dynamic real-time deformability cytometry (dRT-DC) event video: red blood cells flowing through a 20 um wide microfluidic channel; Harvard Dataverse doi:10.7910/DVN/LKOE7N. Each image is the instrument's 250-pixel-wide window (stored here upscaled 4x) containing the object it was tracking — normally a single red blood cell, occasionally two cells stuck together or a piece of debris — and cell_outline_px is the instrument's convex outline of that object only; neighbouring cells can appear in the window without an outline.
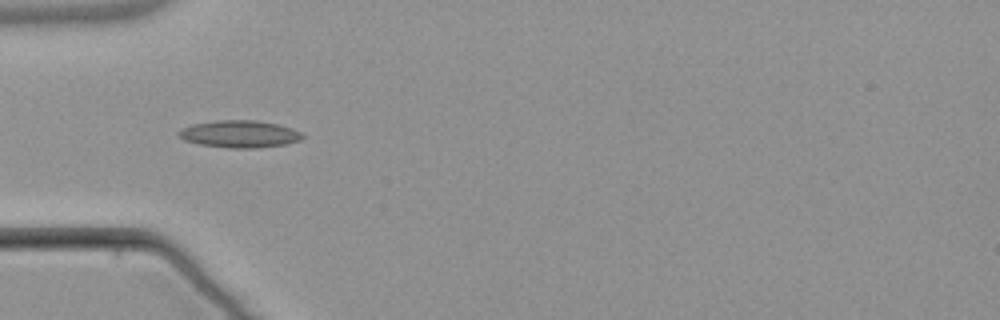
{"species": "common noctule bat (a hibernating species)", "species_latin": "Nyctalus noctula", "temperature_condition": "warm", "stored_images_in_passage": 5, "camera_frame_rate_fps": 3000, "um_per_image_px": 0.085, "animal": {"sex": "male", "body_mass_g": 21.5, "forearm_length_mm": 52.0}, "frame": {"image": 1, "passage_image": 3, "time_ms": 2.333, "image_size_px": [1000, 320], "cell_outline_px": [[304, 136], [300, 140], [284, 144], [256, 148], [228, 148], [200, 144], [184, 140], [176, 132], [192, 124], [216, 120], [256, 120], [276, 124], [292, 128], [300, 132]], "centroid_in_image_um": [20.35, 11.39], "position_along_channel_um": 64.6, "area_um2": 19.48}}
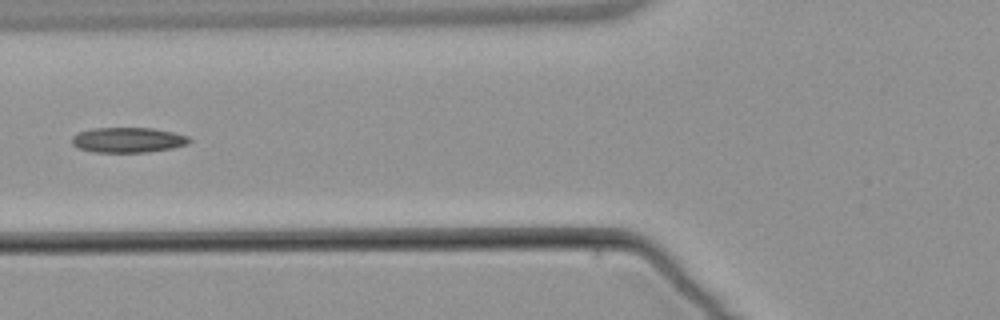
{"frame": {"image": 2, "passage_image": 4, "time_ms": 3.667, "image_size_px": [1000, 320], "cell_outline_px": [[192, 140], [188, 144], [172, 148], [148, 152], [92, 152], [76, 148], [72, 144], [72, 136], [80, 132], [92, 128], [152, 128], [172, 132], [188, 136]], "centroid_in_image_um": [10.86, 11.9], "position_along_channel_um": 114.9, "area_um2": 17.28}}